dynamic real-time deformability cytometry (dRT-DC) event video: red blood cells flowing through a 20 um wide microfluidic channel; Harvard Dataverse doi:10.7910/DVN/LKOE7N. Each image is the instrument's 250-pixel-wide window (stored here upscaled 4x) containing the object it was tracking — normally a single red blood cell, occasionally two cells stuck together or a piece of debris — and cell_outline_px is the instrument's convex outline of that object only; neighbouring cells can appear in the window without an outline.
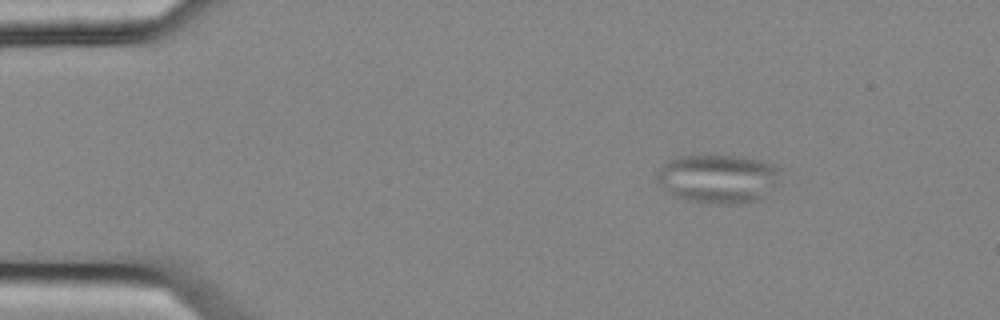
{"species": "common noctule bat (a hibernating species)", "species_latin": "Nyctalus noctula", "temperature_condition": "cold", "stored_images_in_passage": 3, "camera_frame_rate_fps": 3000, "um_per_image_px": 0.085, "animal": {"sex": "female", "body_mass_g": 25.1}, "frame": {"image": 1, "passage_image": 2, "time_ms": 0.333, "image_size_px": [1000, 320], "cell_outline_px": [[780, 184], [760, 200], [744, 204], [720, 204], [688, 200], [672, 196], [656, 180], [656, 172], [660, 164], [668, 160], [680, 156], [744, 156], [776, 164], [780, 168]], "centroid_in_image_um": [61.08, 15.19], "position_along_channel_um": 23.9, "area_um2": 35.95}}